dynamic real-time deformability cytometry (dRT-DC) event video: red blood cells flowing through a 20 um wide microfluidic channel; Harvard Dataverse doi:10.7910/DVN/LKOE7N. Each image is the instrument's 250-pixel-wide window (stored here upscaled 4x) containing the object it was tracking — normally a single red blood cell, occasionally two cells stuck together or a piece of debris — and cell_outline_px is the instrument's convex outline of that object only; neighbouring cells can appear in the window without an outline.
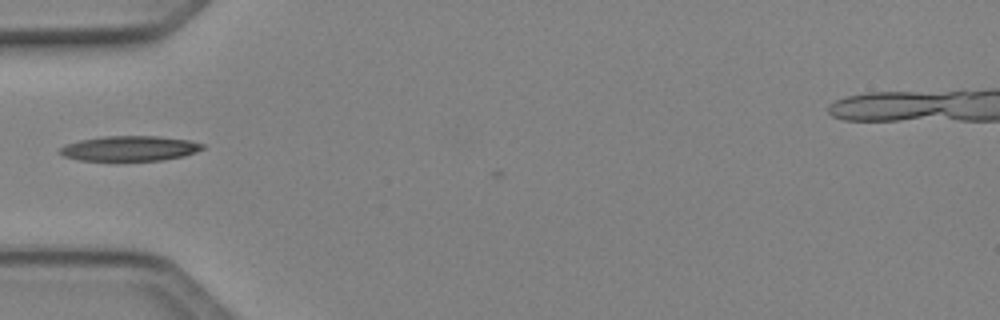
{"species": "Egyptian fruit bat (a non-hibernating species)", "species_latin": "Rousettus aegyptiacus", "temperature_condition": "cold", "stored_images_in_passage": 29, "camera_frame_rate_fps": 3000, "um_per_image_px": 0.085, "animal": {"sex": "female"}, "frame": {"image": 1, "passage_image": 1, "time_ms": 0.0, "image_size_px": [1000, 320], "cell_outline_px": [[204, 148], [196, 152], [184, 156], [164, 160], [124, 164], [76, 160], [64, 156], [60, 152], [60, 148], [64, 144], [80, 140], [104, 136], [156, 136], [188, 140], [204, 144]], "centroid_in_image_um": [10.98, 12.68], "position_along_channel_um": 74.0, "area_um2": 22.02}}
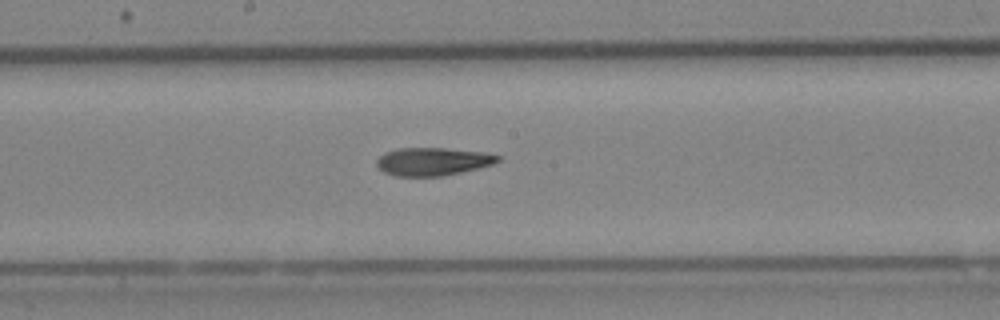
{"frame": {"image": 2, "passage_image": 11, "time_ms": 3.333, "image_size_px": [1000, 320], "cell_outline_px": [[500, 160], [492, 164], [480, 168], [444, 176], [396, 176], [384, 172], [376, 164], [376, 160], [384, 152], [400, 148], [444, 148], [484, 152], [500, 156]], "centroid_in_image_um": [36.79, 13.73], "position_along_channel_um": 211.4, "area_um2": 19.77}}
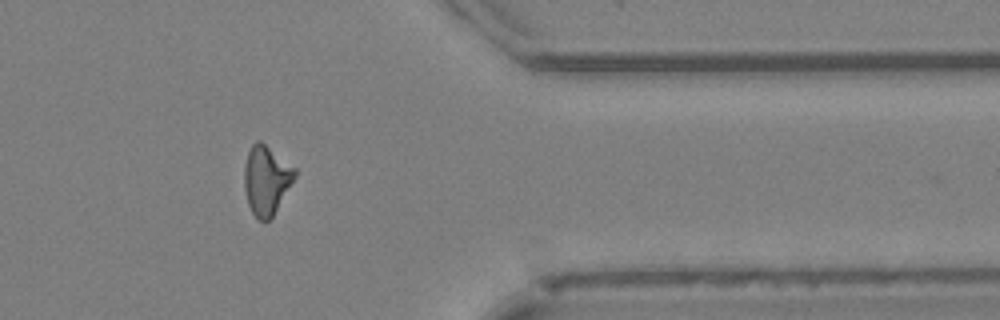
{"frame": {"image": 3, "passage_image": 25, "time_ms": 8.0, "image_size_px": [1000, 320], "cell_outline_px": [[296, 176], [272, 216], [268, 220], [256, 220], [248, 204], [244, 188], [244, 168], [248, 152], [252, 144], [256, 140], [260, 140], [296, 168]], "centroid_in_image_um": [22.62, 15.29], "position_along_channel_um": 388.8, "area_um2": 20.17}}